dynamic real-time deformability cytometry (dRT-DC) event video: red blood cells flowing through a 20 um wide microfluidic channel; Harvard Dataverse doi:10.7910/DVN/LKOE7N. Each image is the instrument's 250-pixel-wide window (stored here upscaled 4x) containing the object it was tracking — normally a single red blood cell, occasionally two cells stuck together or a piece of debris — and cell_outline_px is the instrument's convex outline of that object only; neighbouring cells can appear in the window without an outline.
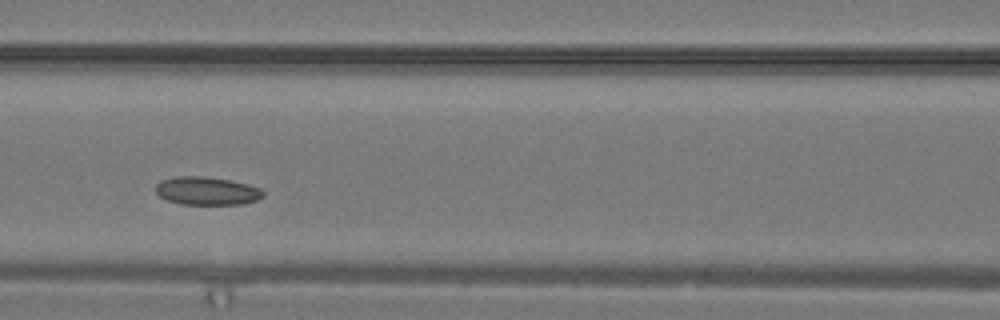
{"species": "common noctule bat (a hibernating species)", "species_latin": "Nyctalus noctula", "temperature_condition": "warm", "stored_images_in_passage": 25, "camera_frame_rate_fps": 3000, "um_per_image_px": 0.085, "animal": {"sex": "male", "body_mass_g": 19.2, "forearm_length_mm": 51.8}, "frame": {"image": 1, "passage_image": 8, "time_ms": 2.333, "image_size_px": [1000, 320], "cell_outline_px": [[264, 196], [256, 200], [244, 204], [180, 204], [168, 200], [160, 196], [156, 192], [156, 184], [160, 180], [172, 176], [204, 176], [228, 180], [248, 184], [260, 188], [264, 192]], "centroid_in_image_um": [17.57, 16.22], "position_along_channel_um": 149.0, "area_um2": 17.69}}
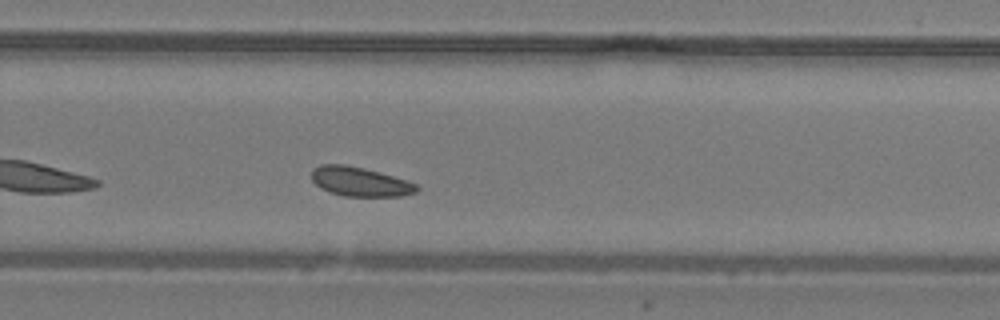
{"frame": {"image": 2, "passage_image": 15, "time_ms": 4.667, "image_size_px": [1000, 320], "cell_outline_px": [[420, 188], [416, 192], [400, 196], [344, 196], [328, 192], [320, 188], [312, 180], [312, 168], [320, 164], [344, 164], [364, 168], [408, 180], [416, 184]], "centroid_in_image_um": [30.58, 15.44], "position_along_channel_um": 299.2, "area_um2": 18.03}}